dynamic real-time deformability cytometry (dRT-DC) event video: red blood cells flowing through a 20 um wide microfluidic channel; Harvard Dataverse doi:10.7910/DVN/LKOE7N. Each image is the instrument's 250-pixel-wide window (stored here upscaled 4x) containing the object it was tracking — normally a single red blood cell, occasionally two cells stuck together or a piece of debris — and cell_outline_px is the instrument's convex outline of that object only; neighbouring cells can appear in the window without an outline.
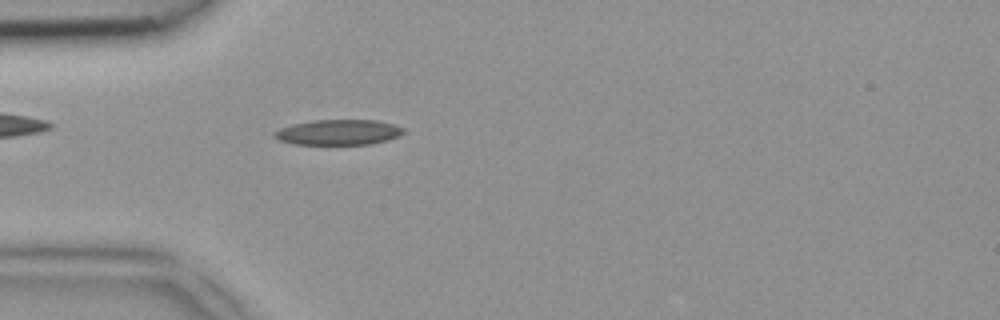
{"species": "common noctule bat (a hibernating species)", "species_latin": "Nyctalus noctula", "temperature_condition": "room temperature", "stored_images_in_passage": 37, "camera_frame_rate_fps": 3000, "um_per_image_px": 0.085, "animal": {"sex": "female", "body_mass_g": 18.4}, "frame": {"image": 1, "passage_image": 4, "time_ms": 1.0, "image_size_px": [1000, 320], "cell_outline_px": [[404, 132], [400, 136], [388, 140], [368, 144], [296, 144], [280, 140], [272, 136], [272, 132], [280, 128], [292, 124], [312, 120], [376, 120], [392, 124], [404, 128]], "centroid_in_image_um": [28.75, 11.24], "position_along_channel_um": 56.2, "area_um2": 19.07}}
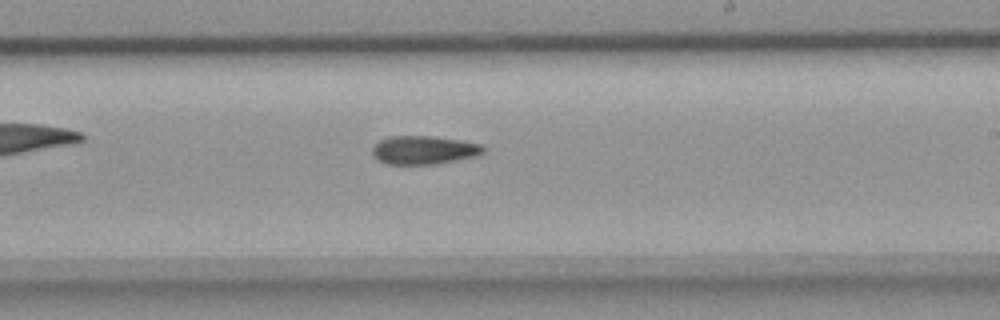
{"frame": {"image": 2, "passage_image": 18, "time_ms": 5.667, "image_size_px": [1000, 320], "cell_outline_px": [[488, 148], [480, 156], [436, 164], [384, 164], [376, 160], [372, 156], [372, 148], [380, 140], [392, 136], [432, 136], [460, 140], [480, 144]], "centroid_in_image_um": [36.05, 12.76], "position_along_channel_um": 252.9, "area_um2": 18.73}}
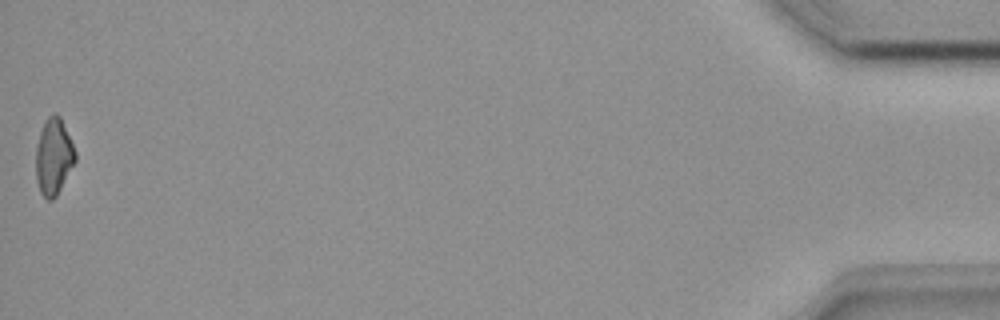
{"frame": {"image": 3, "passage_image": 37, "time_ms": 12.0, "image_size_px": [1000, 320], "cell_outline_px": [[76, 160], [56, 196], [52, 200], [48, 200], [40, 192], [36, 180], [36, 144], [44, 120], [48, 116], [56, 112], [60, 116], [76, 152]], "centroid_in_image_um": [4.54, 13.29], "position_along_channel_um": 430.7, "area_um2": 17.51}}